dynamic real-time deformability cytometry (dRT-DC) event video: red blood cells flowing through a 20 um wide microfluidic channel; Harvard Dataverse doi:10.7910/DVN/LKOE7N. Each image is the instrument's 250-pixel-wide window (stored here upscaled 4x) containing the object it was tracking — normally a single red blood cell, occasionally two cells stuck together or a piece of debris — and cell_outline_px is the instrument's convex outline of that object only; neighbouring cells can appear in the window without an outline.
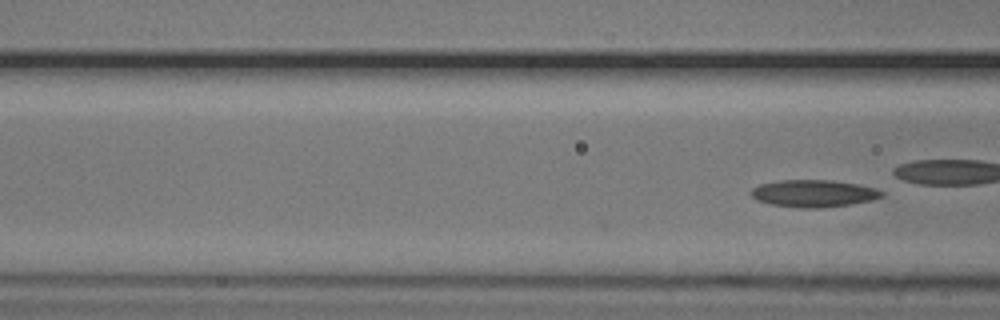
{"species": "common noctule bat (a hibernating species)", "species_latin": "Nyctalus noctula", "temperature_condition": "cold", "stored_images_in_passage": 8, "camera_frame_rate_fps": 3000, "um_per_image_px": 0.085, "animal": {"sex": "male", "body_mass_g": 20.5, "forearm_length_mm": 52.5}, "frame": {"image": 1, "passage_image": 8, "time_ms": 2.333, "image_size_px": [1000, 320], "cell_outline_px": [[884, 196], [872, 200], [852, 204], [820, 208], [800, 208], [768, 204], [756, 200], [752, 196], [752, 188], [760, 184], [780, 180], [832, 180], [856, 184], [876, 188], [884, 192]], "centroid_in_image_um": [69.17, 16.45], "position_along_channel_um": 97.4, "area_um2": 20.81}}